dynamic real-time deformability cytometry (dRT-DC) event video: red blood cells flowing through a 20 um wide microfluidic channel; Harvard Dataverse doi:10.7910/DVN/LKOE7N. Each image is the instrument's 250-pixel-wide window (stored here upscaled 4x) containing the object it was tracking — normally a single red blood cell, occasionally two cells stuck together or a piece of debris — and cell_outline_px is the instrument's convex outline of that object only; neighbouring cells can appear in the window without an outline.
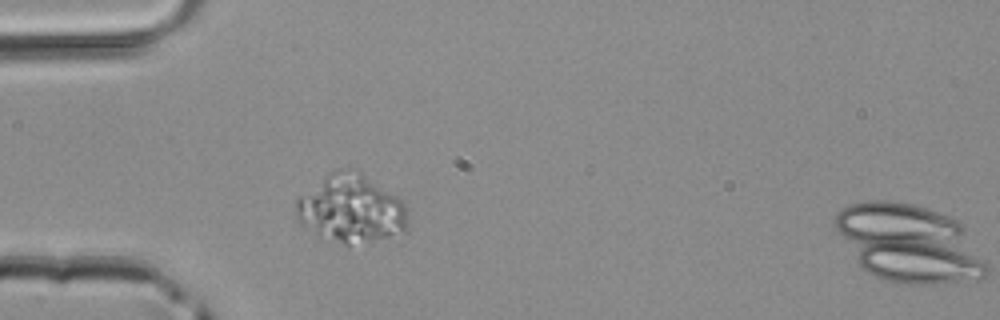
{"species": "common noctule bat (a hibernating species)", "species_latin": "Nyctalus noctula", "temperature_condition": "room temperature", "stored_images_in_passage": 2, "camera_frame_rate_fps": 3000, "um_per_image_px": 0.085, "animal": {"sex": "male", "body_mass_g": 20.4}, "frame": {"image": 1, "passage_image": 1, "time_ms": 0.0, "image_size_px": [1000, 320], "cell_outline_px": [[404, 228], [384, 236], [368, 240], [348, 244], [344, 244], [316, 236], [304, 228], [300, 224], [296, 216], [292, 204], [300, 196], [332, 172], [348, 168], [360, 172], [396, 196], [404, 204]], "centroid_in_image_um": [29.69, 17.74], "position_along_channel_um": 55.3, "area_um2": 42.77}}